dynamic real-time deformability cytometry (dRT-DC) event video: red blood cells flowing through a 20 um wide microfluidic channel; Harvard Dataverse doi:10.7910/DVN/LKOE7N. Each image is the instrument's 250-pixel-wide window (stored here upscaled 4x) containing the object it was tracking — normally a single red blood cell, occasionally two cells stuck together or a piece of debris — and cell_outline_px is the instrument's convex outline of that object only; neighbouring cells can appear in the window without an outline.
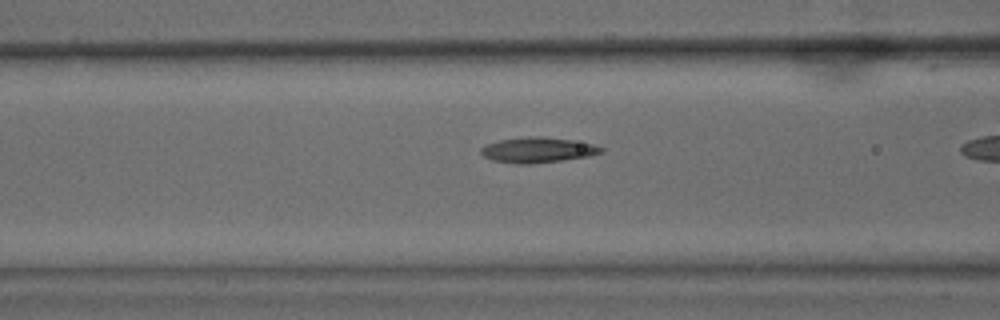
{"species": "common noctule bat (a hibernating species)", "species_latin": "Nyctalus noctula", "temperature_condition": "warm", "stored_images_in_passage": 19, "camera_frame_rate_fps": 3000, "um_per_image_px": 0.085, "animal": {"sex": "male", "body_mass_g": 15.6}, "frame": {"image": 1, "passage_image": 11, "time_ms": 3.333, "image_size_px": [1000, 320], "cell_outline_px": [[604, 152], [588, 156], [560, 160], [528, 164], [516, 164], [492, 160], [484, 156], [480, 152], [480, 148], [488, 144], [500, 140], [532, 136], [540, 136], [572, 140], [592, 144], [604, 148]], "centroid_in_image_um": [45.7, 12.75], "position_along_channel_um": 120.9, "area_um2": 17.51}}